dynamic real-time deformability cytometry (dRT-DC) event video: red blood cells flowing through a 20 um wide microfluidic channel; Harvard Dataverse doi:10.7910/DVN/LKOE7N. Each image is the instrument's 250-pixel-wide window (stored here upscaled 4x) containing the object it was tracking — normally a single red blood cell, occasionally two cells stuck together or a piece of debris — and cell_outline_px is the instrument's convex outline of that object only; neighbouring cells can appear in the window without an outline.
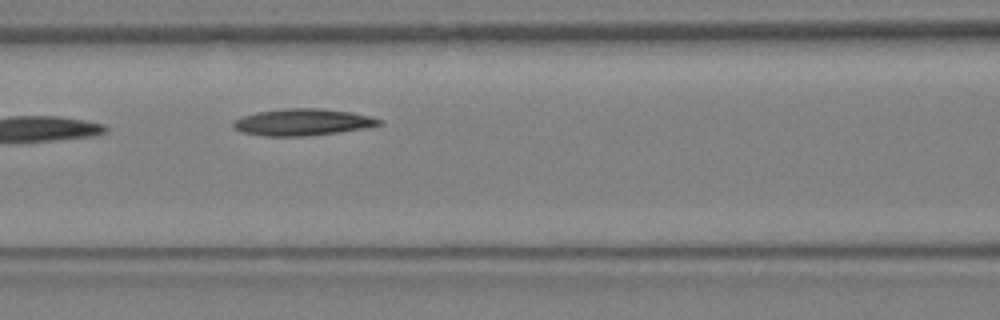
{"species": "Egyptian fruit bat (a non-hibernating species)", "species_latin": "Rousettus aegyptiacus", "temperature_condition": "warm", "stored_images_in_passage": 9, "camera_frame_rate_fps": 3000, "um_per_image_px": 0.085, "animal": {"sex": "female"}, "frame": {"image": 1, "passage_image": 9, "time_ms": 2.667, "image_size_px": [1000, 320], "cell_outline_px": [[384, 124], [364, 128], [340, 132], [304, 136], [264, 136], [240, 132], [232, 124], [236, 120], [244, 116], [256, 112], [284, 108], [320, 108], [352, 112], [384, 120]], "centroid_in_image_um": [25.75, 10.38], "position_along_channel_um": 140.8, "area_um2": 22.72}}